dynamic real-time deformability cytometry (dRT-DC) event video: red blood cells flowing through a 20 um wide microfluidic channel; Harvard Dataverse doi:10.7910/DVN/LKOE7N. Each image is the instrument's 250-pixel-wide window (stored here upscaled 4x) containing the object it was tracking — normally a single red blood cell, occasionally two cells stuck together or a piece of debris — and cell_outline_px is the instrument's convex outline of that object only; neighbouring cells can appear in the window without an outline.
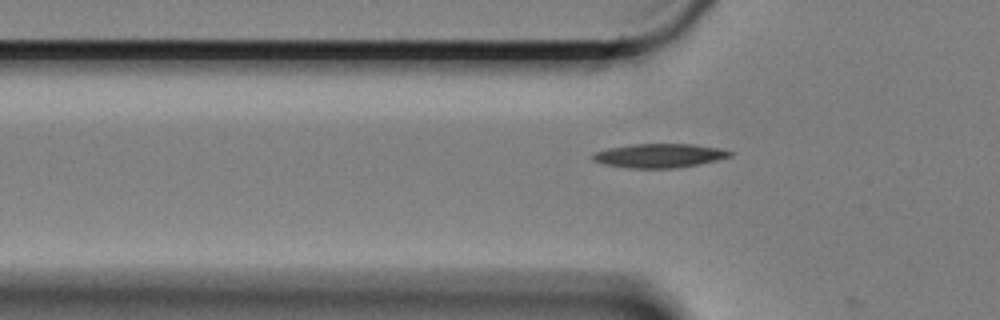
{"species": "Egyptian fruit bat (a non-hibernating species)", "species_latin": "Rousettus aegyptiacus", "temperature_condition": "cold", "stored_images_in_passage": 5, "camera_frame_rate_fps": 3000, "um_per_image_px": 0.085, "animal": {"sex": "female"}, "frame": {"image": 1, "passage_image": 4, "time_ms": 1.0, "image_size_px": [1000, 320], "cell_outline_px": [[732, 156], [700, 164], [676, 168], [628, 168], [604, 164], [592, 160], [592, 152], [608, 148], [632, 144], [692, 144], [720, 148], [732, 152]], "centroid_in_image_um": [56.01, 13.23], "position_along_channel_um": 69.8, "area_um2": 19.25}}